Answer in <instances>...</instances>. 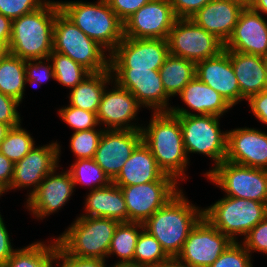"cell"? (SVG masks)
I'll list each match as a JSON object with an SVG mask.
<instances>
[{"label":"cell","mask_w":267,"mask_h":267,"mask_svg":"<svg viewBox=\"0 0 267 267\" xmlns=\"http://www.w3.org/2000/svg\"><path fill=\"white\" fill-rule=\"evenodd\" d=\"M142 126V141L150 149L159 168L177 183L185 180L189 159L185 152L179 119L170 112L152 113ZM185 175V176H184Z\"/></svg>","instance_id":"obj_1"},{"label":"cell","mask_w":267,"mask_h":267,"mask_svg":"<svg viewBox=\"0 0 267 267\" xmlns=\"http://www.w3.org/2000/svg\"><path fill=\"white\" fill-rule=\"evenodd\" d=\"M181 189L148 218L143 227L154 236L169 257L177 256L189 232L203 217V209L189 202Z\"/></svg>","instance_id":"obj_2"},{"label":"cell","mask_w":267,"mask_h":267,"mask_svg":"<svg viewBox=\"0 0 267 267\" xmlns=\"http://www.w3.org/2000/svg\"><path fill=\"white\" fill-rule=\"evenodd\" d=\"M58 1L48 0L40 9L12 20L10 54L23 60L48 58L53 51V30Z\"/></svg>","instance_id":"obj_3"},{"label":"cell","mask_w":267,"mask_h":267,"mask_svg":"<svg viewBox=\"0 0 267 267\" xmlns=\"http://www.w3.org/2000/svg\"><path fill=\"white\" fill-rule=\"evenodd\" d=\"M61 12L110 55L123 40V22L106 0L59 2Z\"/></svg>","instance_id":"obj_4"},{"label":"cell","mask_w":267,"mask_h":267,"mask_svg":"<svg viewBox=\"0 0 267 267\" xmlns=\"http://www.w3.org/2000/svg\"><path fill=\"white\" fill-rule=\"evenodd\" d=\"M119 223L111 218L79 216L56 239L73 257L106 260Z\"/></svg>","instance_id":"obj_5"},{"label":"cell","mask_w":267,"mask_h":267,"mask_svg":"<svg viewBox=\"0 0 267 267\" xmlns=\"http://www.w3.org/2000/svg\"><path fill=\"white\" fill-rule=\"evenodd\" d=\"M53 51L67 55L91 73L111 71L110 55H107L106 50L89 38L61 11L56 15L54 23Z\"/></svg>","instance_id":"obj_6"},{"label":"cell","mask_w":267,"mask_h":267,"mask_svg":"<svg viewBox=\"0 0 267 267\" xmlns=\"http://www.w3.org/2000/svg\"><path fill=\"white\" fill-rule=\"evenodd\" d=\"M203 216L234 242L246 236L267 216V204L255 200L225 196L203 209Z\"/></svg>","instance_id":"obj_7"},{"label":"cell","mask_w":267,"mask_h":267,"mask_svg":"<svg viewBox=\"0 0 267 267\" xmlns=\"http://www.w3.org/2000/svg\"><path fill=\"white\" fill-rule=\"evenodd\" d=\"M182 130L183 143L189 153L204 154L213 159L215 168L223 162L227 153V130L220 129L219 116L175 115Z\"/></svg>","instance_id":"obj_8"},{"label":"cell","mask_w":267,"mask_h":267,"mask_svg":"<svg viewBox=\"0 0 267 267\" xmlns=\"http://www.w3.org/2000/svg\"><path fill=\"white\" fill-rule=\"evenodd\" d=\"M225 192V196L255 200L267 204V170L224 160L205 174Z\"/></svg>","instance_id":"obj_9"},{"label":"cell","mask_w":267,"mask_h":267,"mask_svg":"<svg viewBox=\"0 0 267 267\" xmlns=\"http://www.w3.org/2000/svg\"><path fill=\"white\" fill-rule=\"evenodd\" d=\"M169 54L199 62L224 50V43L196 25L190 18H178L167 37Z\"/></svg>","instance_id":"obj_10"},{"label":"cell","mask_w":267,"mask_h":267,"mask_svg":"<svg viewBox=\"0 0 267 267\" xmlns=\"http://www.w3.org/2000/svg\"><path fill=\"white\" fill-rule=\"evenodd\" d=\"M177 185L180 186L165 174L158 181L120 187L126 202L128 222L144 223L181 190Z\"/></svg>","instance_id":"obj_11"},{"label":"cell","mask_w":267,"mask_h":267,"mask_svg":"<svg viewBox=\"0 0 267 267\" xmlns=\"http://www.w3.org/2000/svg\"><path fill=\"white\" fill-rule=\"evenodd\" d=\"M113 81L127 89L139 105L156 112H169V96L164 90L159 70L110 69ZM170 106V107H169Z\"/></svg>","instance_id":"obj_12"},{"label":"cell","mask_w":267,"mask_h":267,"mask_svg":"<svg viewBox=\"0 0 267 267\" xmlns=\"http://www.w3.org/2000/svg\"><path fill=\"white\" fill-rule=\"evenodd\" d=\"M233 242L203 216L189 232L177 257L194 267H209Z\"/></svg>","instance_id":"obj_13"},{"label":"cell","mask_w":267,"mask_h":267,"mask_svg":"<svg viewBox=\"0 0 267 267\" xmlns=\"http://www.w3.org/2000/svg\"><path fill=\"white\" fill-rule=\"evenodd\" d=\"M168 55V42L165 39L123 37L110 54V69L159 70Z\"/></svg>","instance_id":"obj_14"},{"label":"cell","mask_w":267,"mask_h":267,"mask_svg":"<svg viewBox=\"0 0 267 267\" xmlns=\"http://www.w3.org/2000/svg\"><path fill=\"white\" fill-rule=\"evenodd\" d=\"M177 19L169 0H150L123 22V35L167 40Z\"/></svg>","instance_id":"obj_15"},{"label":"cell","mask_w":267,"mask_h":267,"mask_svg":"<svg viewBox=\"0 0 267 267\" xmlns=\"http://www.w3.org/2000/svg\"><path fill=\"white\" fill-rule=\"evenodd\" d=\"M60 154L61 146L57 141L38 147L35 145L26 156L14 163L10 191L30 187L29 195H26L29 197L43 179L59 167Z\"/></svg>","instance_id":"obj_16"},{"label":"cell","mask_w":267,"mask_h":267,"mask_svg":"<svg viewBox=\"0 0 267 267\" xmlns=\"http://www.w3.org/2000/svg\"><path fill=\"white\" fill-rule=\"evenodd\" d=\"M114 82V83H113ZM113 88L103 91L97 111L99 127L104 130H141L142 125L134 123L141 108L136 98L127 90L120 87L115 81L111 82Z\"/></svg>","instance_id":"obj_17"},{"label":"cell","mask_w":267,"mask_h":267,"mask_svg":"<svg viewBox=\"0 0 267 267\" xmlns=\"http://www.w3.org/2000/svg\"><path fill=\"white\" fill-rule=\"evenodd\" d=\"M57 169L58 167L49 173L36 190L26 198V209L37 219L42 220L61 210L75 191L68 169L62 173H57Z\"/></svg>","instance_id":"obj_18"},{"label":"cell","mask_w":267,"mask_h":267,"mask_svg":"<svg viewBox=\"0 0 267 267\" xmlns=\"http://www.w3.org/2000/svg\"><path fill=\"white\" fill-rule=\"evenodd\" d=\"M141 142V130H104L93 159L113 181Z\"/></svg>","instance_id":"obj_19"},{"label":"cell","mask_w":267,"mask_h":267,"mask_svg":"<svg viewBox=\"0 0 267 267\" xmlns=\"http://www.w3.org/2000/svg\"><path fill=\"white\" fill-rule=\"evenodd\" d=\"M225 160L267 170V133L251 127L227 130Z\"/></svg>","instance_id":"obj_20"},{"label":"cell","mask_w":267,"mask_h":267,"mask_svg":"<svg viewBox=\"0 0 267 267\" xmlns=\"http://www.w3.org/2000/svg\"><path fill=\"white\" fill-rule=\"evenodd\" d=\"M195 77L218 92L232 107L245 99L240 93L226 49L214 57L196 62Z\"/></svg>","instance_id":"obj_21"},{"label":"cell","mask_w":267,"mask_h":267,"mask_svg":"<svg viewBox=\"0 0 267 267\" xmlns=\"http://www.w3.org/2000/svg\"><path fill=\"white\" fill-rule=\"evenodd\" d=\"M224 49L263 56L267 53V20L245 6Z\"/></svg>","instance_id":"obj_22"},{"label":"cell","mask_w":267,"mask_h":267,"mask_svg":"<svg viewBox=\"0 0 267 267\" xmlns=\"http://www.w3.org/2000/svg\"><path fill=\"white\" fill-rule=\"evenodd\" d=\"M244 7L235 0H211L190 19L225 44L232 35Z\"/></svg>","instance_id":"obj_23"},{"label":"cell","mask_w":267,"mask_h":267,"mask_svg":"<svg viewBox=\"0 0 267 267\" xmlns=\"http://www.w3.org/2000/svg\"><path fill=\"white\" fill-rule=\"evenodd\" d=\"M181 100L195 112L180 107H171L173 115H213L222 117L232 106L204 82L194 77L179 94Z\"/></svg>","instance_id":"obj_24"},{"label":"cell","mask_w":267,"mask_h":267,"mask_svg":"<svg viewBox=\"0 0 267 267\" xmlns=\"http://www.w3.org/2000/svg\"><path fill=\"white\" fill-rule=\"evenodd\" d=\"M164 175L150 149L142 141L112 182L119 187L138 185L158 181Z\"/></svg>","instance_id":"obj_25"},{"label":"cell","mask_w":267,"mask_h":267,"mask_svg":"<svg viewBox=\"0 0 267 267\" xmlns=\"http://www.w3.org/2000/svg\"><path fill=\"white\" fill-rule=\"evenodd\" d=\"M238 80L240 93L247 100L250 96L267 90V73L262 56L228 51Z\"/></svg>","instance_id":"obj_26"},{"label":"cell","mask_w":267,"mask_h":267,"mask_svg":"<svg viewBox=\"0 0 267 267\" xmlns=\"http://www.w3.org/2000/svg\"><path fill=\"white\" fill-rule=\"evenodd\" d=\"M84 214L80 216L103 217L128 222L126 202L121 188L113 182L108 186L89 190L85 196Z\"/></svg>","instance_id":"obj_27"},{"label":"cell","mask_w":267,"mask_h":267,"mask_svg":"<svg viewBox=\"0 0 267 267\" xmlns=\"http://www.w3.org/2000/svg\"><path fill=\"white\" fill-rule=\"evenodd\" d=\"M112 81L111 71L91 73L70 90L69 105L97 113L103 91Z\"/></svg>","instance_id":"obj_28"},{"label":"cell","mask_w":267,"mask_h":267,"mask_svg":"<svg viewBox=\"0 0 267 267\" xmlns=\"http://www.w3.org/2000/svg\"><path fill=\"white\" fill-rule=\"evenodd\" d=\"M159 74L165 92L172 98V96H178L184 87L195 77L196 63L169 54L160 67Z\"/></svg>","instance_id":"obj_29"},{"label":"cell","mask_w":267,"mask_h":267,"mask_svg":"<svg viewBox=\"0 0 267 267\" xmlns=\"http://www.w3.org/2000/svg\"><path fill=\"white\" fill-rule=\"evenodd\" d=\"M53 240L49 244L37 241L24 246V248H17L3 267L55 266L57 239L54 238Z\"/></svg>","instance_id":"obj_30"},{"label":"cell","mask_w":267,"mask_h":267,"mask_svg":"<svg viewBox=\"0 0 267 267\" xmlns=\"http://www.w3.org/2000/svg\"><path fill=\"white\" fill-rule=\"evenodd\" d=\"M26 84L25 60L7 55L0 62V92L22 102Z\"/></svg>","instance_id":"obj_31"},{"label":"cell","mask_w":267,"mask_h":267,"mask_svg":"<svg viewBox=\"0 0 267 267\" xmlns=\"http://www.w3.org/2000/svg\"><path fill=\"white\" fill-rule=\"evenodd\" d=\"M143 229V223L140 222H120L115 229L107 258L114 255L119 257L115 264L134 265L136 242Z\"/></svg>","instance_id":"obj_32"},{"label":"cell","mask_w":267,"mask_h":267,"mask_svg":"<svg viewBox=\"0 0 267 267\" xmlns=\"http://www.w3.org/2000/svg\"><path fill=\"white\" fill-rule=\"evenodd\" d=\"M49 59L50 63L52 62L54 70V80L69 89L75 88L91 74V72L81 64L59 52L52 51Z\"/></svg>","instance_id":"obj_33"},{"label":"cell","mask_w":267,"mask_h":267,"mask_svg":"<svg viewBox=\"0 0 267 267\" xmlns=\"http://www.w3.org/2000/svg\"><path fill=\"white\" fill-rule=\"evenodd\" d=\"M75 187L77 184L90 186V190L108 186L112 181L102 168L91 159L75 160L68 170Z\"/></svg>","instance_id":"obj_34"},{"label":"cell","mask_w":267,"mask_h":267,"mask_svg":"<svg viewBox=\"0 0 267 267\" xmlns=\"http://www.w3.org/2000/svg\"><path fill=\"white\" fill-rule=\"evenodd\" d=\"M168 258L169 256L162 249L160 242L143 229L136 242L134 265L142 267H158Z\"/></svg>","instance_id":"obj_35"},{"label":"cell","mask_w":267,"mask_h":267,"mask_svg":"<svg viewBox=\"0 0 267 267\" xmlns=\"http://www.w3.org/2000/svg\"><path fill=\"white\" fill-rule=\"evenodd\" d=\"M35 146V141L21 124L11 127L0 143V152L13 163L20 161Z\"/></svg>","instance_id":"obj_36"},{"label":"cell","mask_w":267,"mask_h":267,"mask_svg":"<svg viewBox=\"0 0 267 267\" xmlns=\"http://www.w3.org/2000/svg\"><path fill=\"white\" fill-rule=\"evenodd\" d=\"M104 128L90 129L85 131L73 132L70 138V148L75 160L94 158L95 152L98 148Z\"/></svg>","instance_id":"obj_37"},{"label":"cell","mask_w":267,"mask_h":267,"mask_svg":"<svg viewBox=\"0 0 267 267\" xmlns=\"http://www.w3.org/2000/svg\"><path fill=\"white\" fill-rule=\"evenodd\" d=\"M57 111L62 121L64 120L75 132L90 130L99 126L96 113L82 110L71 105H67L65 108L62 107Z\"/></svg>","instance_id":"obj_38"},{"label":"cell","mask_w":267,"mask_h":267,"mask_svg":"<svg viewBox=\"0 0 267 267\" xmlns=\"http://www.w3.org/2000/svg\"><path fill=\"white\" fill-rule=\"evenodd\" d=\"M250 252L240 242H233L209 267H253Z\"/></svg>","instance_id":"obj_39"},{"label":"cell","mask_w":267,"mask_h":267,"mask_svg":"<svg viewBox=\"0 0 267 267\" xmlns=\"http://www.w3.org/2000/svg\"><path fill=\"white\" fill-rule=\"evenodd\" d=\"M49 61V57L44 59L25 60L26 82L34 87L35 84L37 85L39 83L40 85L43 82L48 81L50 78L54 79L55 75L53 66Z\"/></svg>","instance_id":"obj_40"},{"label":"cell","mask_w":267,"mask_h":267,"mask_svg":"<svg viewBox=\"0 0 267 267\" xmlns=\"http://www.w3.org/2000/svg\"><path fill=\"white\" fill-rule=\"evenodd\" d=\"M48 0H0V14L14 20L40 9Z\"/></svg>","instance_id":"obj_41"},{"label":"cell","mask_w":267,"mask_h":267,"mask_svg":"<svg viewBox=\"0 0 267 267\" xmlns=\"http://www.w3.org/2000/svg\"><path fill=\"white\" fill-rule=\"evenodd\" d=\"M243 239L241 243L251 255L255 251L267 255V216L251 229Z\"/></svg>","instance_id":"obj_42"},{"label":"cell","mask_w":267,"mask_h":267,"mask_svg":"<svg viewBox=\"0 0 267 267\" xmlns=\"http://www.w3.org/2000/svg\"><path fill=\"white\" fill-rule=\"evenodd\" d=\"M61 261V262H60ZM107 260L80 258L69 255L57 242L55 266L59 267H107Z\"/></svg>","instance_id":"obj_43"},{"label":"cell","mask_w":267,"mask_h":267,"mask_svg":"<svg viewBox=\"0 0 267 267\" xmlns=\"http://www.w3.org/2000/svg\"><path fill=\"white\" fill-rule=\"evenodd\" d=\"M21 102L15 98L0 92V122L7 124L10 128L21 123L18 107Z\"/></svg>","instance_id":"obj_44"},{"label":"cell","mask_w":267,"mask_h":267,"mask_svg":"<svg viewBox=\"0 0 267 267\" xmlns=\"http://www.w3.org/2000/svg\"><path fill=\"white\" fill-rule=\"evenodd\" d=\"M117 17L124 22L150 0H106Z\"/></svg>","instance_id":"obj_45"},{"label":"cell","mask_w":267,"mask_h":267,"mask_svg":"<svg viewBox=\"0 0 267 267\" xmlns=\"http://www.w3.org/2000/svg\"><path fill=\"white\" fill-rule=\"evenodd\" d=\"M211 0H169L177 18H190Z\"/></svg>","instance_id":"obj_46"},{"label":"cell","mask_w":267,"mask_h":267,"mask_svg":"<svg viewBox=\"0 0 267 267\" xmlns=\"http://www.w3.org/2000/svg\"><path fill=\"white\" fill-rule=\"evenodd\" d=\"M246 101L256 119L267 125V90L250 96Z\"/></svg>","instance_id":"obj_47"},{"label":"cell","mask_w":267,"mask_h":267,"mask_svg":"<svg viewBox=\"0 0 267 267\" xmlns=\"http://www.w3.org/2000/svg\"><path fill=\"white\" fill-rule=\"evenodd\" d=\"M8 230L0 213V267H3L12 256L14 247L11 244Z\"/></svg>","instance_id":"obj_48"},{"label":"cell","mask_w":267,"mask_h":267,"mask_svg":"<svg viewBox=\"0 0 267 267\" xmlns=\"http://www.w3.org/2000/svg\"><path fill=\"white\" fill-rule=\"evenodd\" d=\"M14 163L0 152V191L9 192L12 182Z\"/></svg>","instance_id":"obj_49"},{"label":"cell","mask_w":267,"mask_h":267,"mask_svg":"<svg viewBox=\"0 0 267 267\" xmlns=\"http://www.w3.org/2000/svg\"><path fill=\"white\" fill-rule=\"evenodd\" d=\"M12 20L0 14V43L9 44L11 37Z\"/></svg>","instance_id":"obj_50"},{"label":"cell","mask_w":267,"mask_h":267,"mask_svg":"<svg viewBox=\"0 0 267 267\" xmlns=\"http://www.w3.org/2000/svg\"><path fill=\"white\" fill-rule=\"evenodd\" d=\"M158 267H194L188 263L183 262L177 256L169 257L166 261L161 263Z\"/></svg>","instance_id":"obj_51"},{"label":"cell","mask_w":267,"mask_h":267,"mask_svg":"<svg viewBox=\"0 0 267 267\" xmlns=\"http://www.w3.org/2000/svg\"><path fill=\"white\" fill-rule=\"evenodd\" d=\"M249 7L260 14L267 15V0H252Z\"/></svg>","instance_id":"obj_52"},{"label":"cell","mask_w":267,"mask_h":267,"mask_svg":"<svg viewBox=\"0 0 267 267\" xmlns=\"http://www.w3.org/2000/svg\"><path fill=\"white\" fill-rule=\"evenodd\" d=\"M9 54V44L0 43V62Z\"/></svg>","instance_id":"obj_53"},{"label":"cell","mask_w":267,"mask_h":267,"mask_svg":"<svg viewBox=\"0 0 267 267\" xmlns=\"http://www.w3.org/2000/svg\"><path fill=\"white\" fill-rule=\"evenodd\" d=\"M10 127L7 124L0 122V143L6 137L7 132L9 131Z\"/></svg>","instance_id":"obj_54"},{"label":"cell","mask_w":267,"mask_h":267,"mask_svg":"<svg viewBox=\"0 0 267 267\" xmlns=\"http://www.w3.org/2000/svg\"><path fill=\"white\" fill-rule=\"evenodd\" d=\"M108 267H142V266H137L133 264H113V266H108Z\"/></svg>","instance_id":"obj_55"},{"label":"cell","mask_w":267,"mask_h":267,"mask_svg":"<svg viewBox=\"0 0 267 267\" xmlns=\"http://www.w3.org/2000/svg\"><path fill=\"white\" fill-rule=\"evenodd\" d=\"M243 4L244 6H249L252 0H235Z\"/></svg>","instance_id":"obj_56"},{"label":"cell","mask_w":267,"mask_h":267,"mask_svg":"<svg viewBox=\"0 0 267 267\" xmlns=\"http://www.w3.org/2000/svg\"><path fill=\"white\" fill-rule=\"evenodd\" d=\"M262 59L264 61V65L266 67V73H267V53L262 56ZM266 83H267V78H266Z\"/></svg>","instance_id":"obj_57"}]
</instances>
